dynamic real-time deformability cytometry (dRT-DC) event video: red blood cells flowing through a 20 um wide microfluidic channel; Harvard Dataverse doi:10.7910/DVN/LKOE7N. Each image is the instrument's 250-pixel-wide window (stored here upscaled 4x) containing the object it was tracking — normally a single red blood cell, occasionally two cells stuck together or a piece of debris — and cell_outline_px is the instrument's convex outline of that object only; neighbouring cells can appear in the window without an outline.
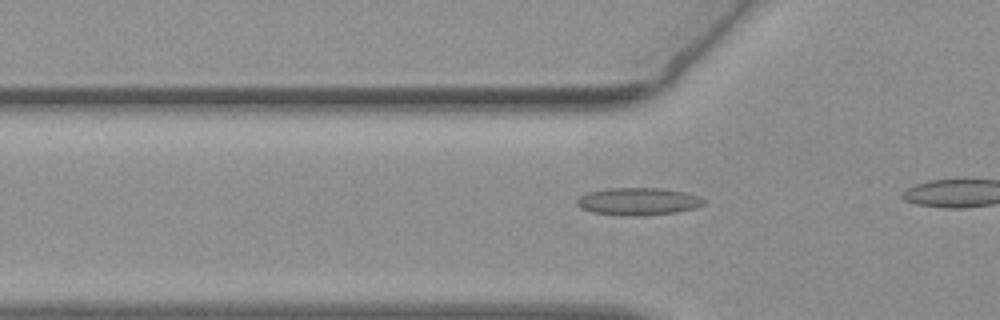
{"species": "common noctule bat (a hibernating species)", "species_latin": "Nyctalus noctula", "temperature_condition": "warm", "stored_images_in_passage": 14, "camera_frame_rate_fps": 3000, "um_per_image_px": 0.085, "animal": {"sex": "female", "body_mass_g": 19.3, "forearm_length_mm": 54.1}, "frame": {"image": 1, "passage_image": 8, "time_ms": 2.333, "image_size_px": [1000, 320], "cell_outline_px": [[704, 204], [696, 208], [676, 212], [640, 216], [628, 216], [592, 212], [580, 208], [576, 204], [576, 200], [580, 196], [588, 192], [604, 188], [660, 188], [684, 192], [696, 196], [704, 200]], "centroid_in_image_um": [54.2, 17.12], "position_along_channel_um": 71.6, "area_um2": 20.29}}
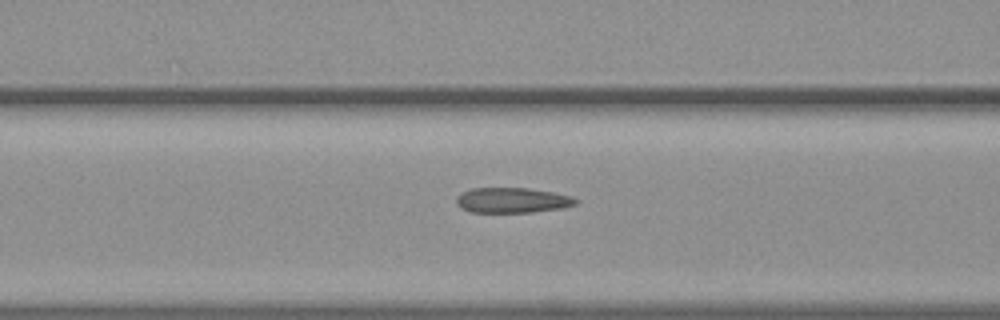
{"frame": {"image": 2, "passage_image": 12, "time_ms": 3.667, "image_size_px": [1000, 320], "cell_outline_px": [[580, 200], [576, 204], [560, 208], [532, 212], [468, 212], [460, 208], [456, 204], [456, 196], [472, 188], [528, 188], [552, 192], [572, 196]], "centroid_in_image_um": [43.52, 17.02], "position_along_channel_um": 123.1, "area_um2": 17.57}}